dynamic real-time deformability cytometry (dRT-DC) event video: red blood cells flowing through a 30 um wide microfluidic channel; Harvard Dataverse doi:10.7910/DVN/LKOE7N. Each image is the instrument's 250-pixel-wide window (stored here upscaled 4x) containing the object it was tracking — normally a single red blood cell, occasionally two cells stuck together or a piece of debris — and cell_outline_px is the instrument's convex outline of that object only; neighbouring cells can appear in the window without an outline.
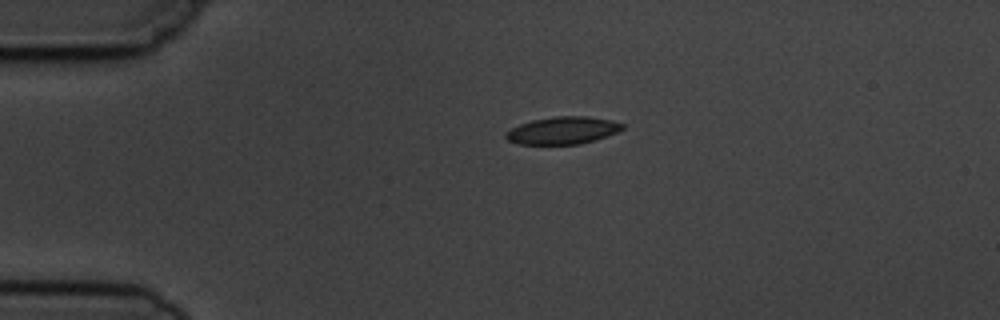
{"species": "common noctule bat (a hibernating species)", "species_latin": "Nyctalus noctula", "temperature_condition": "cold", "stored_images_in_passage": 3, "segment_of_instrument_passage": [1, 2], "camera_frame_rate_fps": 3000, "um_per_image_px": 0.085, "animal": {"sex": "male", "body_mass_g": 19.5, "forearm_length_mm": 54.6}, "frame": {"image": 1, "passage_image": 1, "time_ms": 0.0, "image_size_px": [1000, 320], "cell_outline_px": [[624, 128], [616, 132], [596, 140], [580, 144], [516, 144], [508, 140], [504, 136], [512, 128], [520, 124], [532, 120], [556, 116], [588, 116], [612, 120], [624, 124]], "centroid_in_image_um": [47.85, 11.08], "position_along_channel_um": 37.2, "area_um2": 18.55}}